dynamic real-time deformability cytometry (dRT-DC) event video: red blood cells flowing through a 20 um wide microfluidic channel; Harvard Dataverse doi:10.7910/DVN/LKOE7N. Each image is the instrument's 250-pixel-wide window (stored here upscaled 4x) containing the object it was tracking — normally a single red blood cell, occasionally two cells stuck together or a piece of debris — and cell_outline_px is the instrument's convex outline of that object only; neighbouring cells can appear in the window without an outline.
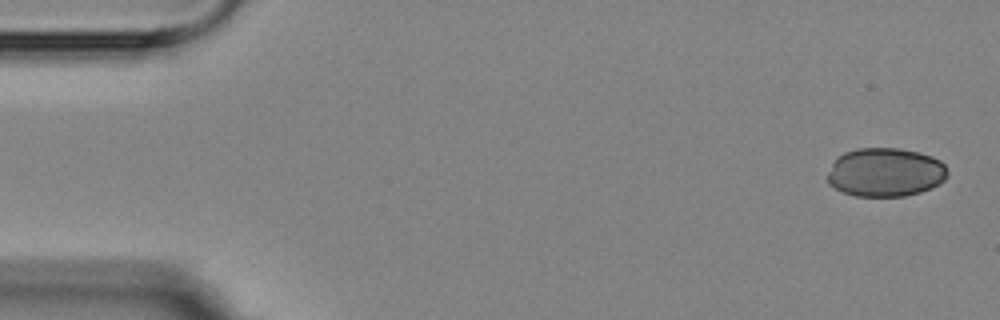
{"species": "Egyptian fruit bat (a non-hibernating species)", "species_latin": "Rousettus aegyptiacus", "temperature_condition": "room temperature", "stored_images_in_passage": 4, "camera_frame_rate_fps": 3000, "um_per_image_px": 0.085, "animal": {"sex": "female"}, "frame": {"image": 1, "passage_image": 1, "time_ms": 0.0, "image_size_px": [1000, 320], "cell_outline_px": [[948, 176], [940, 184], [932, 188], [920, 192], [904, 196], [856, 196], [844, 192], [828, 184], [828, 172], [836, 156], [844, 152], [856, 148], [900, 148], [932, 156], [940, 160], [944, 164], [948, 172]], "centroid_in_image_um": [75.26, 14.64], "position_along_channel_um": 9.7, "area_um2": 34.33}}